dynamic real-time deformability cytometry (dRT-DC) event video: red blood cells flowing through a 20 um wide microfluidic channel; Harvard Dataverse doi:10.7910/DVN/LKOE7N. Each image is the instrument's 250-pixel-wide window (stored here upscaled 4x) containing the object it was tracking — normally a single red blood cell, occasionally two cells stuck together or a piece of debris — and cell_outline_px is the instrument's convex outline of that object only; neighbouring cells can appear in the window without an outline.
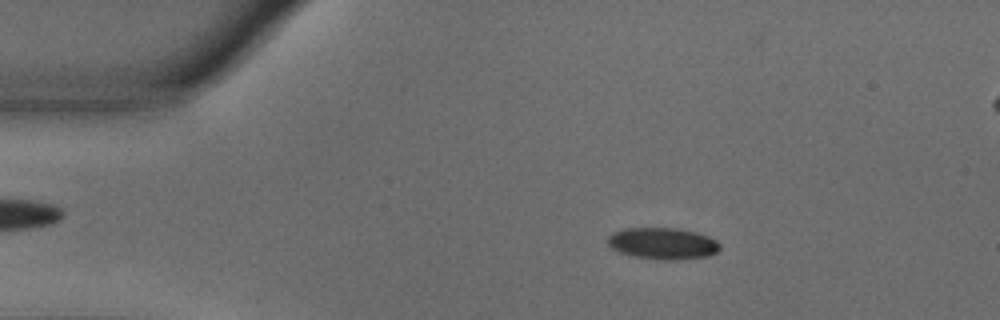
{"species": "common noctule bat (a hibernating species)", "species_latin": "Nyctalus noctula", "temperature_condition": "warm", "stored_images_in_passage": 54, "camera_frame_rate_fps": 3000, "um_per_image_px": 0.085, "animal": {"sex": "male", "body_mass_g": 18.8}, "frame": {"image": 1, "passage_image": 9, "time_ms": 2.667, "image_size_px": [1000, 320], "cell_outline_px": [[720, 248], [716, 252], [708, 256], [676, 260], [664, 260], [636, 256], [620, 252], [612, 248], [608, 244], [608, 236], [612, 232], [624, 228], [676, 228], [696, 232], [708, 236], [716, 240], [720, 244]], "centroid_in_image_um": [56.34, 20.68], "position_along_channel_um": 28.7, "area_um2": 20.58}}
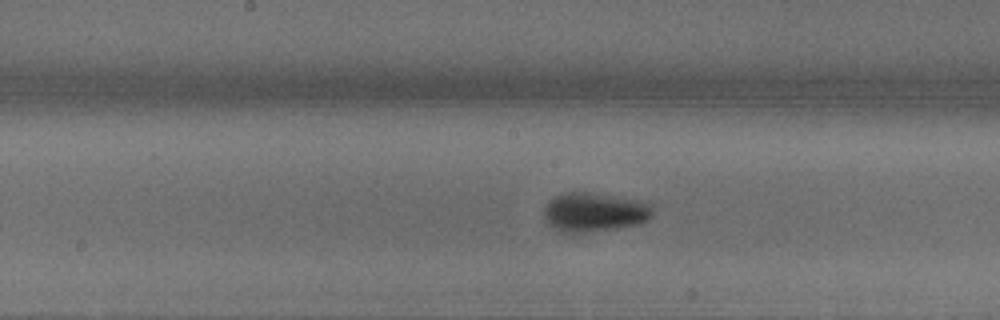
{"frame": {"image": 2, "passage_image": 27, "time_ms": 8.667, "image_size_px": [1000, 320], "cell_outline_px": [[652, 216], [648, 220], [636, 224], [616, 228], [568, 236], [556, 232], [548, 224], [544, 216], [544, 208], [548, 200], [560, 192], [592, 192], [640, 200], [652, 204]], "centroid_in_image_um": [50.44, 18.06], "position_along_channel_um": 197.8, "area_um2": 25.72}}
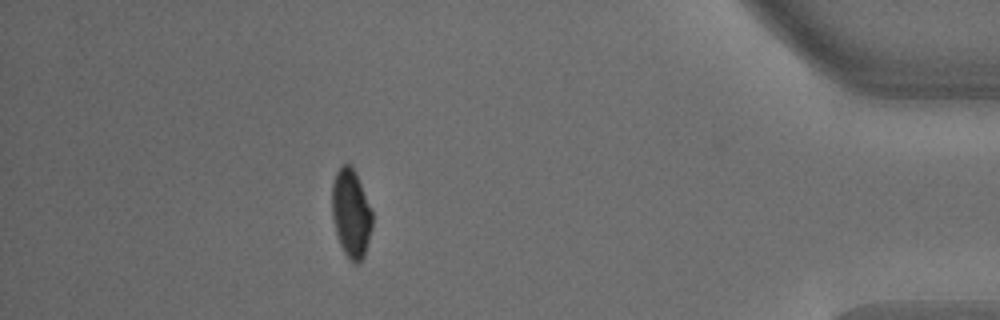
{"frame": {"image": 3, "passage_image": 48, "time_ms": 15.667, "image_size_px": [1000, 320], "cell_outline_px": [[372, 228], [364, 256], [356, 264], [352, 264], [344, 252], [340, 244], [336, 232], [332, 216], [332, 184], [336, 172], [340, 164], [352, 164], [356, 172], [372, 208]], "centroid_in_image_um": [29.85, 18.1], "position_along_channel_um": 405.4, "area_um2": 21.04}, "authors_computed_cell_mechanics": {"area_um2": 21.386, "velocity_mm_per_s": 3.6721, "shape_relaxation_time_tau1_ms": 8.4971, "shape_relaxation_time_tau2_ms": null, "deformation_change_tau1": 0.2374, "deformation_change_tau2": null}}